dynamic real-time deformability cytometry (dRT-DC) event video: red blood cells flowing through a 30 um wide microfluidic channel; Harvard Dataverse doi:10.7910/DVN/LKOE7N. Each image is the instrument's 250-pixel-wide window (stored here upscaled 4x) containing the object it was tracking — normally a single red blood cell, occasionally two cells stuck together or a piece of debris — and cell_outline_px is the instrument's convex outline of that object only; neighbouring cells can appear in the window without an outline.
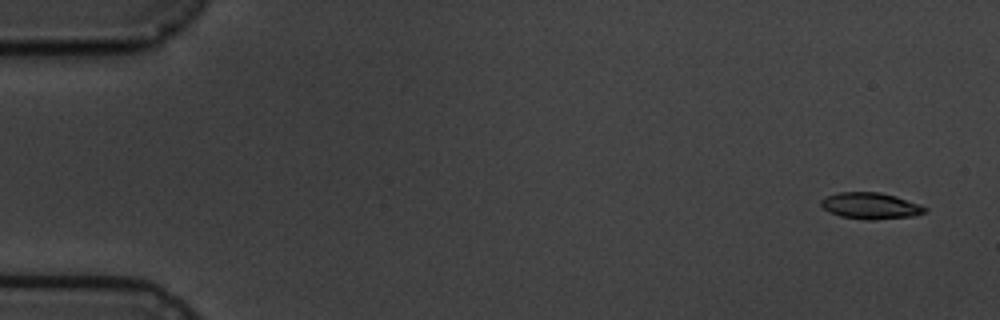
{"species": "common noctule bat (a hibernating species)", "species_latin": "Nyctalus noctula", "temperature_condition": "cold", "stored_images_in_passage": 5, "camera_frame_rate_fps": 3000, "um_per_image_px": 0.085, "animal": {"sex": "male", "body_mass_g": 19.5, "forearm_length_mm": 54.6}, "frame": {"image": 1, "passage_image": 1, "time_ms": 0.0, "image_size_px": [1000, 320], "cell_outline_px": [[928, 212], [912, 216], [872, 220], [868, 220], [840, 216], [828, 212], [820, 204], [820, 200], [828, 196], [840, 192], [880, 192], [896, 196], [920, 204], [928, 208]], "centroid_in_image_um": [74.02, 17.49], "position_along_channel_um": 11.0, "area_um2": 16.01}}
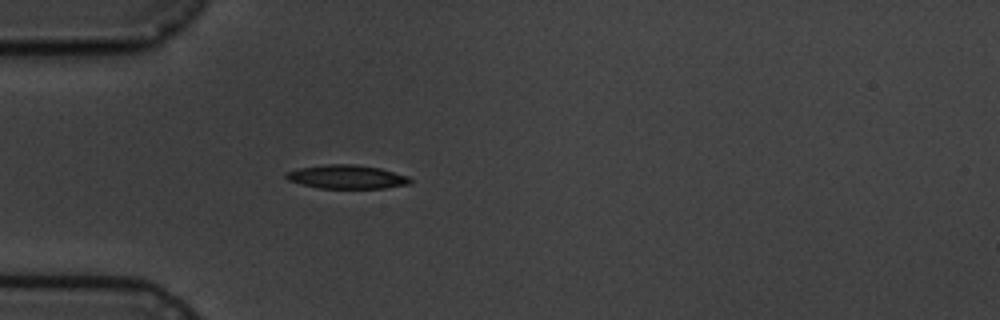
{"frame": {"image": 2, "passage_image": 5, "time_ms": 4.667, "image_size_px": [1000, 320], "cell_outline_px": [[412, 180], [408, 184], [384, 188], [320, 188], [300, 184], [288, 180], [284, 176], [284, 172], [296, 168], [328, 164], [352, 164], [380, 168], [408, 176]], "centroid_in_image_um": [29.41, 15.03], "position_along_channel_um": 55.6, "area_um2": 17.17}}